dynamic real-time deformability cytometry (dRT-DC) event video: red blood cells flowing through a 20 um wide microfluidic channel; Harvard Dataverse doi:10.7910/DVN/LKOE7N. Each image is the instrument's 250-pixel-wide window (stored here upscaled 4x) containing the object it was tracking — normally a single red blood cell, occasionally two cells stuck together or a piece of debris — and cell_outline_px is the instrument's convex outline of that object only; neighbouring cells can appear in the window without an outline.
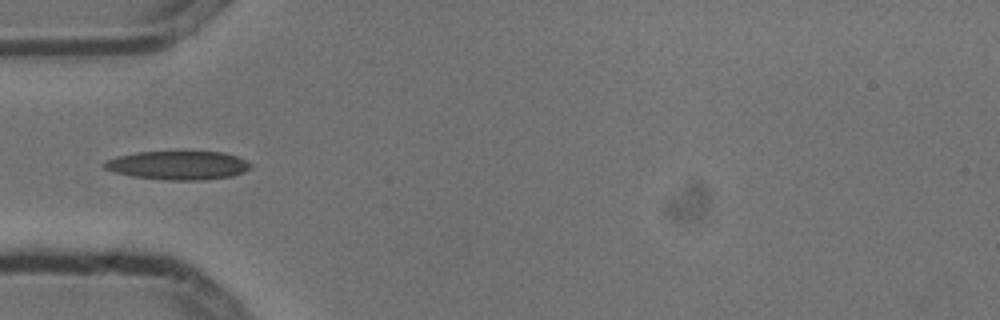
{"species": "common noctule bat (a hibernating species)", "species_latin": "Nyctalus noctula", "temperature_condition": "cold", "stored_images_in_passage": 7, "camera_frame_rate_fps": 3000, "um_per_image_px": 0.085, "animal": {"sex": "male", "body_mass_g": 13.3}, "frame": {"image": 1, "passage_image": 4, "time_ms": 1.0, "image_size_px": [1000, 320], "cell_outline_px": [[252, 168], [244, 172], [232, 176], [200, 180], [168, 180], [132, 176], [116, 172], [104, 168], [100, 164], [116, 156], [136, 152], [224, 152], [236, 156], [252, 164]], "centroid_in_image_um": [15.14, 14.05], "position_along_channel_um": 69.9, "area_um2": 24.39}}
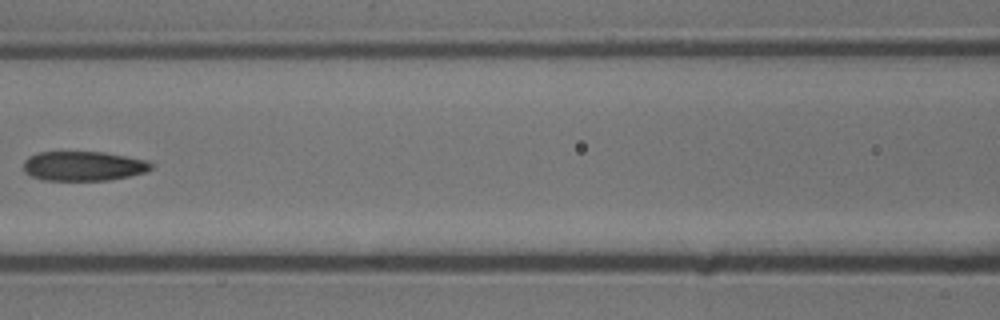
{"frame": {"image": 2, "passage_image": 6, "time_ms": 1.667, "image_size_px": [1000, 320], "cell_outline_px": [[156, 164], [152, 168], [144, 172], [128, 176], [108, 180], [44, 180], [32, 176], [24, 172], [24, 160], [28, 156], [36, 152], [104, 152], [148, 160]], "centroid_in_image_um": [7.1, 14.1], "position_along_channel_um": 159.5, "area_um2": 22.08}}
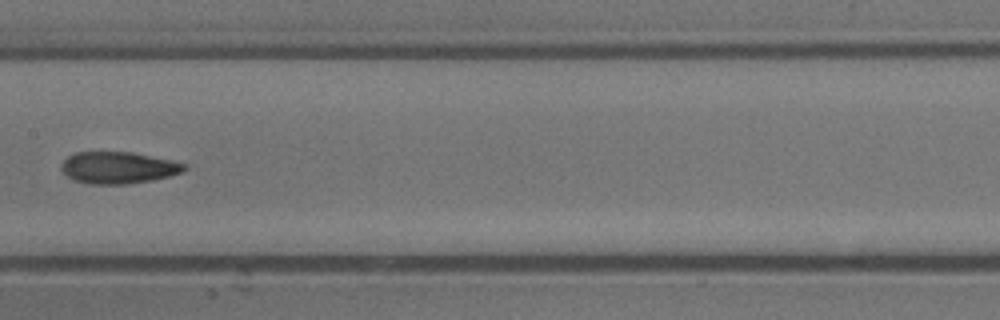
{"frame": {"image": 3, "passage_image": 7, "time_ms": 2.0, "image_size_px": [1000, 320], "cell_outline_px": [[188, 168], [184, 172], [152, 180], [128, 184], [92, 184], [76, 180], [68, 176], [60, 168], [64, 160], [68, 156], [76, 152], [132, 152], [172, 160], [188, 164]], "centroid_in_image_um": [10.11, 14.24], "position_along_channel_um": 197.3, "area_um2": 22.77}}